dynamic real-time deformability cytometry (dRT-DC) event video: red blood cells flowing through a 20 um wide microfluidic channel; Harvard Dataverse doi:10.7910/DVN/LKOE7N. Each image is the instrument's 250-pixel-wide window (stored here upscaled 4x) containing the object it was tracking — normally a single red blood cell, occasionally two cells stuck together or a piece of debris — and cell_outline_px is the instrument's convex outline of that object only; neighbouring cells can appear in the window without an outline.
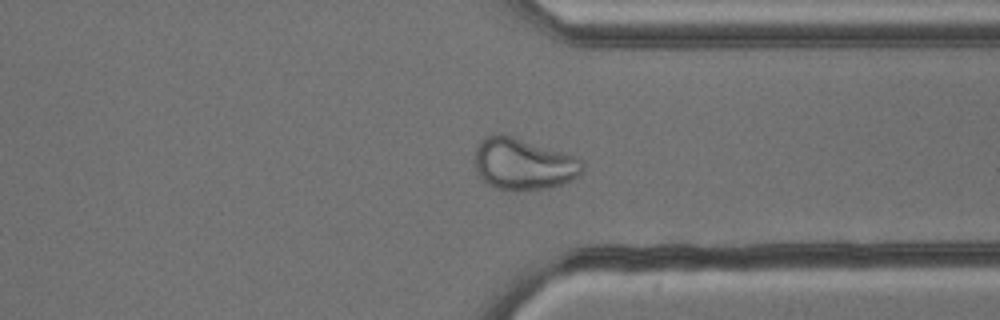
{"species": "common noctule bat (a hibernating species)", "species_latin": "Nyctalus noctula", "temperature_condition": "cold", "stored_images_in_passage": 53, "camera_frame_rate_fps": 3000, "um_per_image_px": 0.085, "animal": {"sex": "male", "body_mass_g": 13.3}, "frame": {"image": 1, "passage_image": 40, "time_ms": 13.0, "image_size_px": [1000, 320], "cell_outline_px": [[584, 168], [572, 180], [548, 188], [520, 192], [496, 188], [488, 184], [476, 172], [476, 148], [480, 140], [484, 136], [492, 132], [512, 136], [564, 152], [584, 160]], "centroid_in_image_um": [44.48, 13.94], "position_along_channel_um": 366.9, "area_um2": 32.66}}
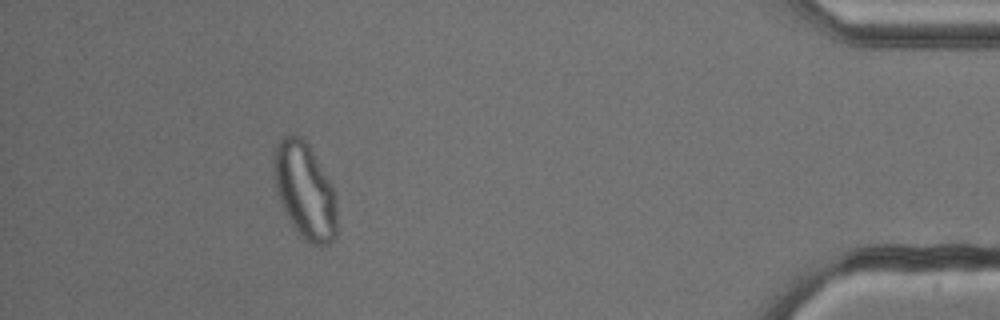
{"frame": {"image": 2, "passage_image": 48, "time_ms": 15.667, "image_size_px": [1000, 320], "cell_outline_px": [[336, 236], [328, 244], [312, 244], [304, 240], [300, 236], [292, 224], [276, 192], [272, 168], [272, 160], [276, 144], [284, 136], [300, 136], [308, 144], [328, 180], [332, 188], [336, 200]], "centroid_in_image_um": [25.88, 16.21], "position_along_channel_um": 409.3, "area_um2": 34.85}}